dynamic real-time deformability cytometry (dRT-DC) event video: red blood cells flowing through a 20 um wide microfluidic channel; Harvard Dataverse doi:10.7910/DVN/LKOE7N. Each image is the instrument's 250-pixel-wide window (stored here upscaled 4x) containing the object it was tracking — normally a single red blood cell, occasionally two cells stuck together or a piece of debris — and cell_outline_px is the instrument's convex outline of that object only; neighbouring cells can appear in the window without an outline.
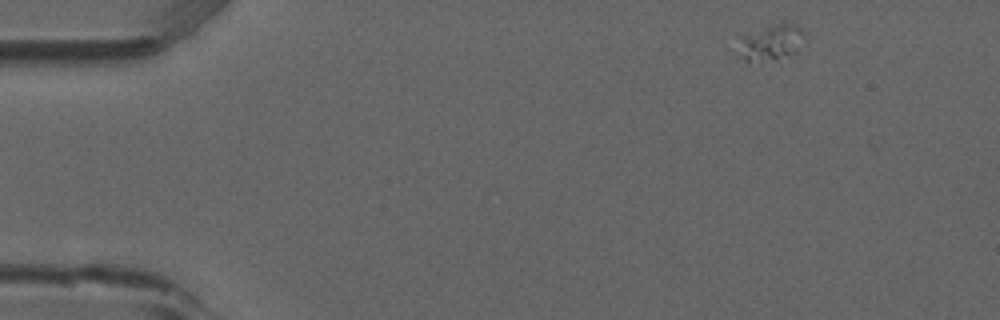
{"species": "common noctule bat (a hibernating species)", "species_latin": "Nyctalus noctula", "temperature_condition": "room temperature", "stored_images_in_passage": 4, "camera_frame_rate_fps": 3000, "um_per_image_px": 0.085, "animal": {"sex": "male", "forearm_length_mm": 52.5}, "frame": {"image": 1, "passage_image": 1, "time_ms": 0.0, "image_size_px": [1000, 320], "cell_outline_px": [[804, 36], [796, 52], [776, 60], [744, 60], [740, 36], [784, 20], [792, 20], [804, 28]], "centroid_in_image_um": [65.67, 3.52], "position_along_channel_um": 19.3, "area_um2": 13.76}}